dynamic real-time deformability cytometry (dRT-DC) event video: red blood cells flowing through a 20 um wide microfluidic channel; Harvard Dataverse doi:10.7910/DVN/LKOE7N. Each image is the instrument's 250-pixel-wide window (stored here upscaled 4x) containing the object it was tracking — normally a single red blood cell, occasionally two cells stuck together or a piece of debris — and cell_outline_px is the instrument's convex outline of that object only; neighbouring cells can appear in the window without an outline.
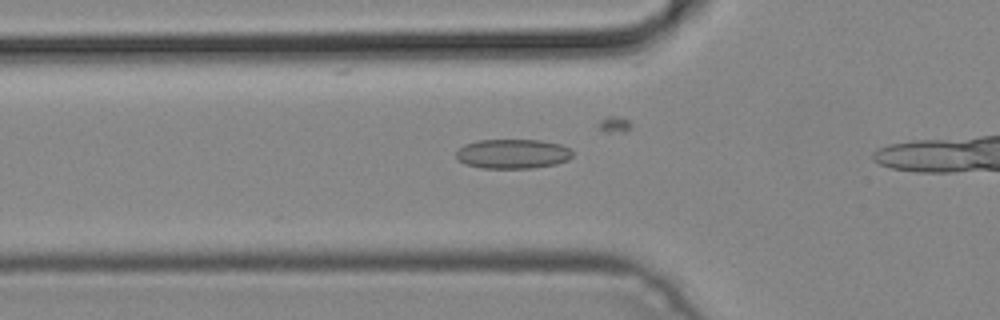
{"species": "common noctule bat (a hibernating species)", "species_latin": "Nyctalus noctula", "temperature_condition": "cold", "stored_images_in_passage": 15, "camera_frame_rate_fps": 3000, "um_per_image_px": 0.085, "animal": {"sex": "male", "body_mass_g": 19.2, "forearm_length_mm": 51.8}, "frame": {"image": 1, "passage_image": 5, "time_ms": 1.333, "image_size_px": [1000, 320], "cell_outline_px": [[572, 156], [568, 160], [556, 164], [532, 168], [480, 168], [468, 164], [460, 160], [456, 156], [456, 152], [464, 144], [480, 140], [540, 140], [560, 144], [568, 148], [572, 152]], "centroid_in_image_um": [43.6, 13.07], "position_along_channel_um": 82.2, "area_um2": 19.88}}
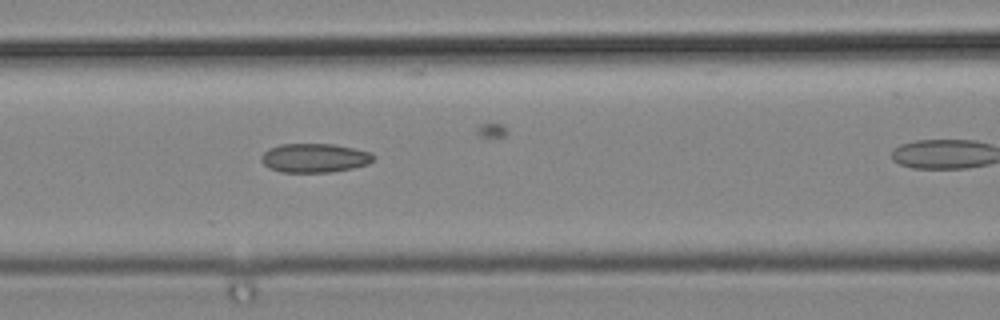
{"frame": {"image": 2, "passage_image": 9, "time_ms": 2.667, "image_size_px": [1000, 320], "cell_outline_px": [[376, 156], [368, 164], [352, 168], [328, 172], [280, 172], [268, 168], [260, 160], [260, 156], [268, 148], [280, 144], [336, 144], [368, 152]], "centroid_in_image_um": [26.68, 13.42], "position_along_channel_um": 139.9, "area_um2": 18.96}}
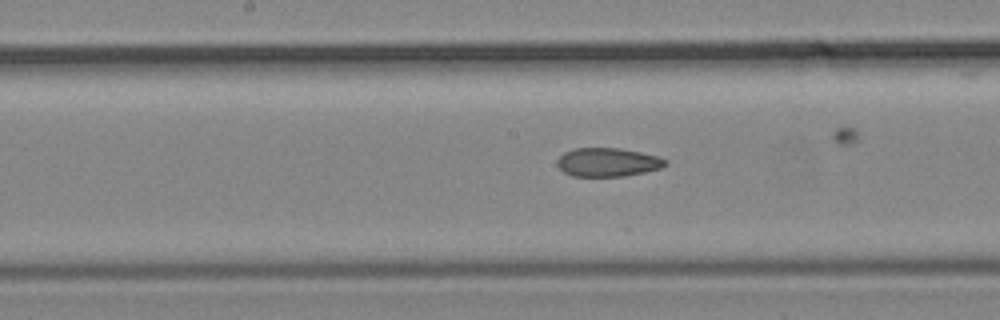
{"frame": {"image": 3, "passage_image": 13, "time_ms": 4.0, "image_size_px": [1000, 320], "cell_outline_px": [[668, 164], [660, 168], [644, 172], [624, 176], [572, 176], [564, 172], [556, 164], [556, 160], [564, 152], [572, 148], [620, 148], [660, 156], [668, 160]], "centroid_in_image_um": [51.66, 13.78], "position_along_channel_um": 196.5, "area_um2": 18.21}}